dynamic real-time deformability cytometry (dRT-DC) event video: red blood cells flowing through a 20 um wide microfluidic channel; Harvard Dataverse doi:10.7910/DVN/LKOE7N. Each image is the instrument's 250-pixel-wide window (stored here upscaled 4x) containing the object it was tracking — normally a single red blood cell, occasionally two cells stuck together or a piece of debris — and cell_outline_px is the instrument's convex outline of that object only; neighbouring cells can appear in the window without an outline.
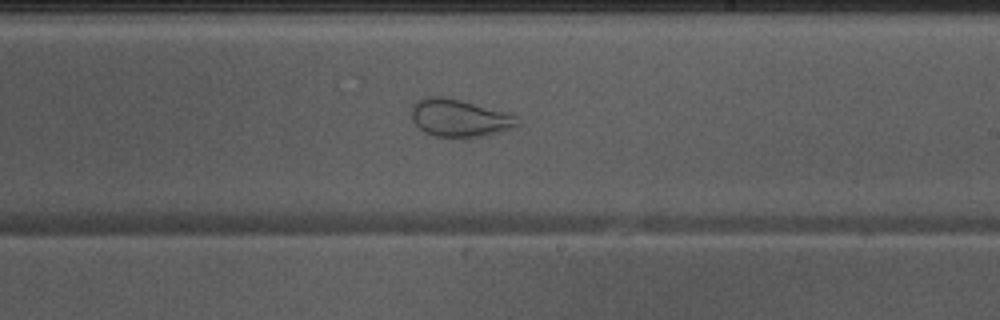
{"species": "Egyptian fruit bat (a non-hibernating species)", "species_latin": "Rousettus aegyptiacus", "temperature_condition": "warm", "stored_images_in_passage": 49, "camera_frame_rate_fps": 3000, "um_per_image_px": 0.085, "animal": {"sex": "male"}, "frame": {"image": 1, "passage_image": 28, "time_ms": 9.0, "image_size_px": [1000, 320], "cell_outline_px": [[520, 124], [516, 128], [504, 132], [484, 136], [436, 136], [424, 132], [412, 120], [408, 112], [412, 104], [416, 100], [424, 96], [444, 96], [460, 100], [504, 112], [516, 116]], "centroid_in_image_um": [39.01, 10.02], "position_along_channel_um": 250.0, "area_um2": 23.35}}
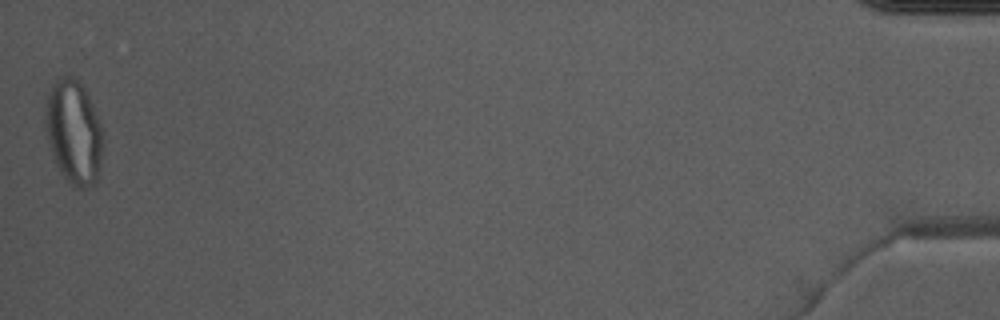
{"frame": {"image": 2, "passage_image": 49, "time_ms": 16.0, "image_size_px": [1000, 320], "cell_outline_px": [[104, 144], [100, 168], [96, 180], [92, 184], [84, 188], [76, 188], [64, 176], [56, 164], [48, 144], [44, 120], [44, 108], [48, 88], [60, 76], [68, 72], [84, 88], [88, 96], [100, 124]], "centroid_in_image_um": [6.24, 11.18], "position_along_channel_um": 429.0, "area_um2": 35.2}}